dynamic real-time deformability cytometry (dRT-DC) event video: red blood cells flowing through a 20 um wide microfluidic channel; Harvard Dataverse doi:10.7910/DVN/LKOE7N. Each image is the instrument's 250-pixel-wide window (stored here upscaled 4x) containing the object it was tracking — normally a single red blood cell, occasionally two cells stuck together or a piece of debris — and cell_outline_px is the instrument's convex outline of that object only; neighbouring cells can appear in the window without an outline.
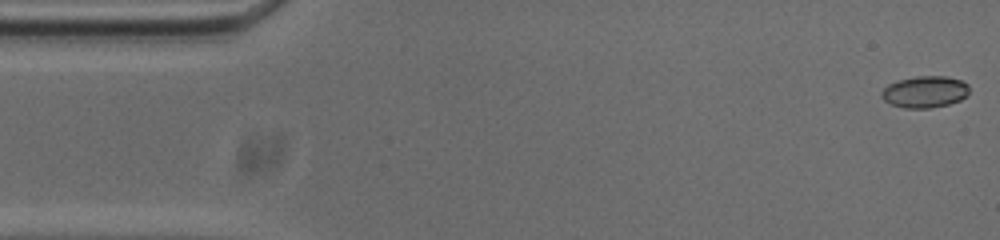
{"species": "common noctule bat (a hibernating species)", "species_latin": "Nyctalus noctula", "temperature_condition": "cold", "stored_images_in_passage": 53, "camera_frame_rate_fps": 3000, "um_per_image_px": 0.085, "animal": {"sex": "male", "body_mass_g": 20.0, "forearm_length_mm": 53.3}, "frame": {"image": 1, "passage_image": 1, "time_ms": 0.0, "image_size_px": [1000, 240], "cell_outline_px": [[968, 92], [960, 100], [948, 104], [928, 108], [904, 108], [892, 104], [884, 100], [880, 96], [884, 88], [888, 84], [900, 80], [916, 76], [948, 76], [960, 80], [968, 84]], "centroid_in_image_um": [78.6, 7.8], "position_along_channel_um": 6.4, "area_um2": 16.01}}
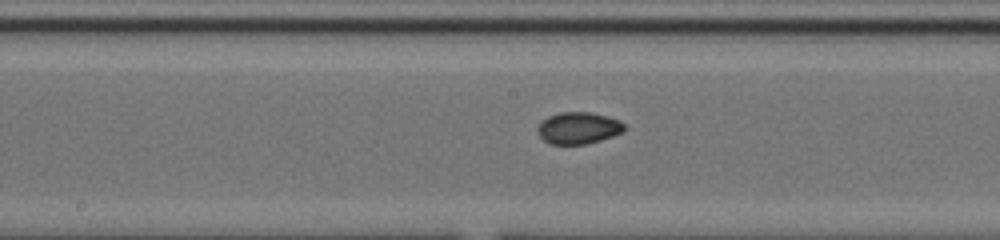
{"frame": {"image": 2, "passage_image": 26, "time_ms": 8.333, "image_size_px": [1000, 240], "cell_outline_px": [[624, 132], [600, 140], [584, 144], [548, 144], [536, 132], [536, 128], [540, 120], [548, 116], [560, 112], [592, 112], [608, 116], [624, 124]], "centroid_in_image_um": [49.1, 10.87], "position_along_channel_um": 199.1, "area_um2": 16.18}}
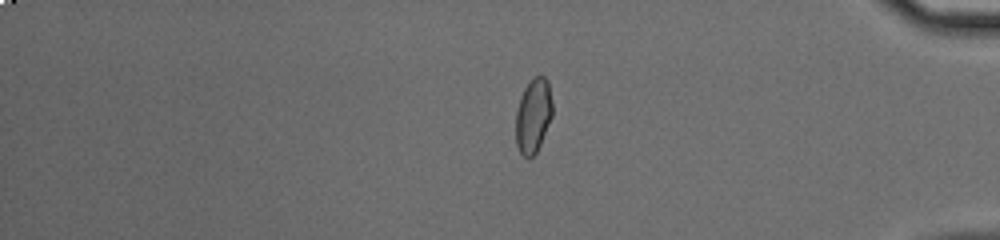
{"frame": {"image": 3, "passage_image": 44, "time_ms": 14.333, "image_size_px": [1000, 240], "cell_outline_px": [[552, 116], [540, 144], [536, 152], [528, 160], [520, 152], [516, 144], [516, 112], [520, 96], [524, 88], [536, 76], [544, 76], [548, 80], [552, 104]], "centroid_in_image_um": [45.32, 9.84], "position_along_channel_um": 389.9, "area_um2": 15.78}, "authors_computed_cell_mechanics": {"area_um2": 15.895, "velocity_mm_per_s": 3.7359, "shape_relaxation_time_tau1_ms": null, "shape_relaxation_time_tau2_ms": 2.0043, "deformation_change_tau1": null, "deformation_change_tau2": 0.0382}}